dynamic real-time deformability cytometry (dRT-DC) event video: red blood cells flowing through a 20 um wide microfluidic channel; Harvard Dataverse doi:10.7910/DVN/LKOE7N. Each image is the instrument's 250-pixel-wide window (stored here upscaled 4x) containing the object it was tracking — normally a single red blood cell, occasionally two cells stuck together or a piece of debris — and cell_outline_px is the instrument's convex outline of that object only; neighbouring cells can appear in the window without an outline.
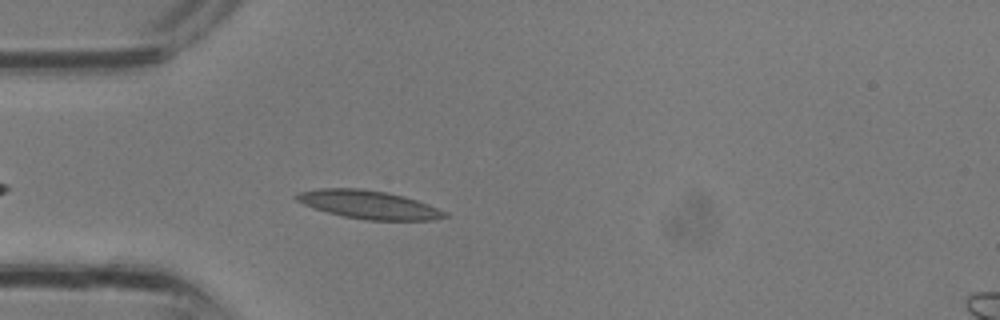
{"species": "common noctule bat (a hibernating species)", "species_latin": "Nyctalus noctula", "temperature_condition": "room temperature", "stored_images_in_passage": 30, "camera_frame_rate_fps": 3000, "um_per_image_px": 0.085, "animal": {"sex": "male", "body_mass_g": 13.3}, "frame": {"image": 1, "passage_image": 8, "time_ms": 2.333, "image_size_px": [1000, 320], "cell_outline_px": [[448, 216], [432, 220], [364, 220], [344, 216], [312, 208], [296, 200], [292, 196], [296, 192], [320, 188], [360, 188], [384, 192], [404, 196], [428, 204], [448, 212]], "centroid_in_image_um": [31.31, 17.39], "position_along_channel_um": 53.7, "area_um2": 24.51}}
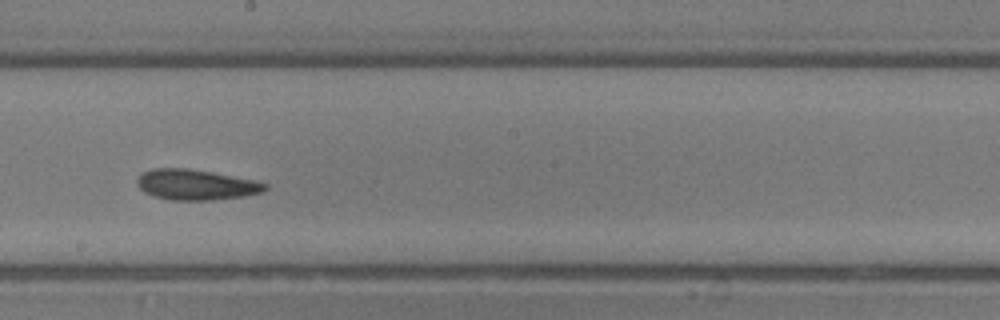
{"frame": {"image": 2, "passage_image": 17, "time_ms": 5.333, "image_size_px": [1000, 320], "cell_outline_px": [[268, 188], [264, 192], [244, 196], [212, 200], [168, 200], [144, 192], [136, 184], [136, 180], [140, 172], [152, 168], [184, 168], [212, 172], [252, 180], [268, 184]], "centroid_in_image_um": [16.62, 15.7], "position_along_channel_um": 231.6, "area_um2": 22.77}}
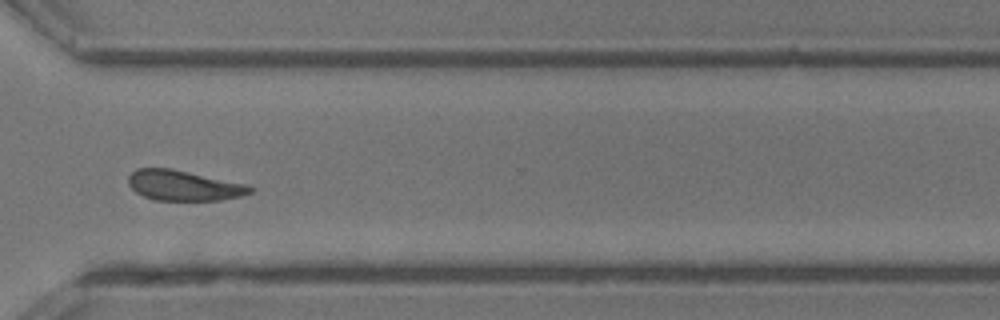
{"frame": {"image": 3, "passage_image": 23, "time_ms": 7.333, "image_size_px": [1000, 320], "cell_outline_px": [[256, 188], [252, 192], [240, 196], [220, 200], [156, 200], [144, 196], [136, 192], [128, 184], [128, 176], [136, 168], [172, 168], [248, 184]], "centroid_in_image_um": [15.64, 15.76], "position_along_channel_um": 355.0, "area_um2": 21.62}}